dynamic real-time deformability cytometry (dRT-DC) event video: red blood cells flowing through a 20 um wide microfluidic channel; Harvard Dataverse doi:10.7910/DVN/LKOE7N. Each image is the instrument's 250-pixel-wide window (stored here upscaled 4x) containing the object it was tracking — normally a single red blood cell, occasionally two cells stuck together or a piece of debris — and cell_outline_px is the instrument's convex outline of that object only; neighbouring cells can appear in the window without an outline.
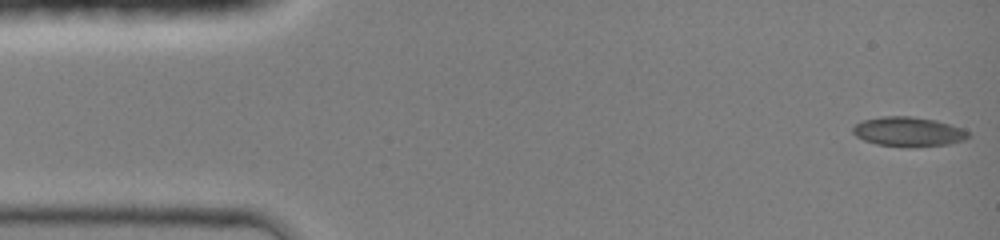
{"species": "common noctule bat (a hibernating species)", "species_latin": "Nyctalus noctula", "temperature_condition": "room temperature", "stored_images_in_passage": 44, "camera_frame_rate_fps": 3000, "um_per_image_px": 0.085, "animal": {"sex": "female", "body_mass_g": 19.0, "forearm_length_mm": 51.5}, "frame": {"image": 1, "passage_image": 1, "time_ms": 0.0, "image_size_px": [1000, 240], "cell_outline_px": [[968, 136], [964, 140], [948, 144], [908, 148], [876, 144], [864, 140], [856, 136], [852, 132], [852, 128], [856, 124], [864, 120], [880, 116], [912, 116], [936, 120], [964, 128], [968, 132]], "centroid_in_image_um": [77.21, 11.2], "position_along_channel_um": 7.8, "area_um2": 20.06}}
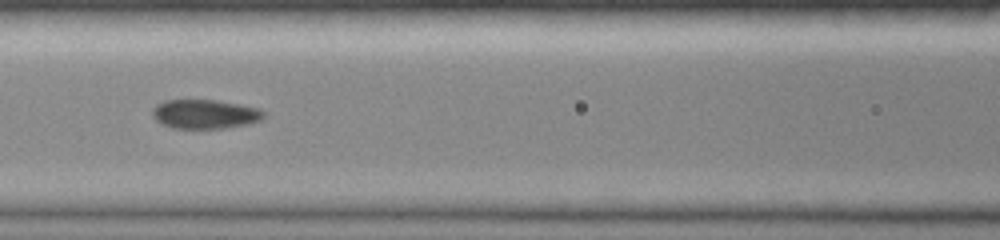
{"frame": {"image": 2, "passage_image": 19, "time_ms": 6.0, "image_size_px": [1000, 240], "cell_outline_px": [[264, 116], [260, 120], [248, 124], [224, 128], [172, 128], [156, 120], [152, 116], [152, 108], [156, 104], [164, 100], [216, 100], [240, 104], [260, 108], [264, 112]], "centroid_in_image_um": [17.41, 9.69], "position_along_channel_um": 149.2, "area_um2": 18.96}}
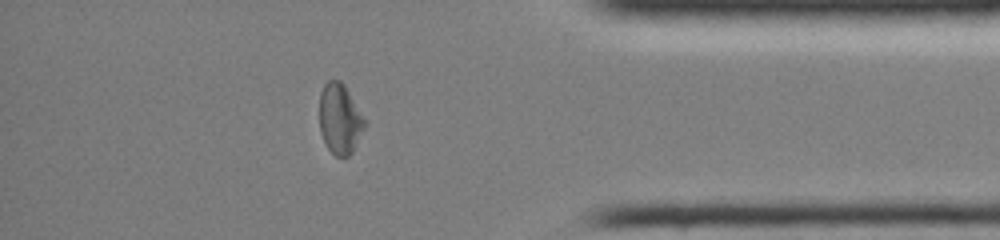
{"frame": {"image": 3, "passage_image": 38, "time_ms": 12.333, "image_size_px": [1000, 240], "cell_outline_px": [[364, 128], [352, 152], [348, 156], [336, 156], [328, 148], [320, 132], [320, 92], [324, 84], [328, 80], [340, 80], [344, 84], [364, 116]], "centroid_in_image_um": [28.88, 10.08], "position_along_channel_um": 406.3, "area_um2": 18.32}, "authors_computed_cell_mechanics": {"area_um2": 19.0162, "velocity_mm_per_s": 4.2942, "shape_relaxation_time_tau1_ms": null, "shape_relaxation_time_tau2_ms": 4.8227, "deformation_change_tau1": null, "deformation_change_tau2": 0.0568}}